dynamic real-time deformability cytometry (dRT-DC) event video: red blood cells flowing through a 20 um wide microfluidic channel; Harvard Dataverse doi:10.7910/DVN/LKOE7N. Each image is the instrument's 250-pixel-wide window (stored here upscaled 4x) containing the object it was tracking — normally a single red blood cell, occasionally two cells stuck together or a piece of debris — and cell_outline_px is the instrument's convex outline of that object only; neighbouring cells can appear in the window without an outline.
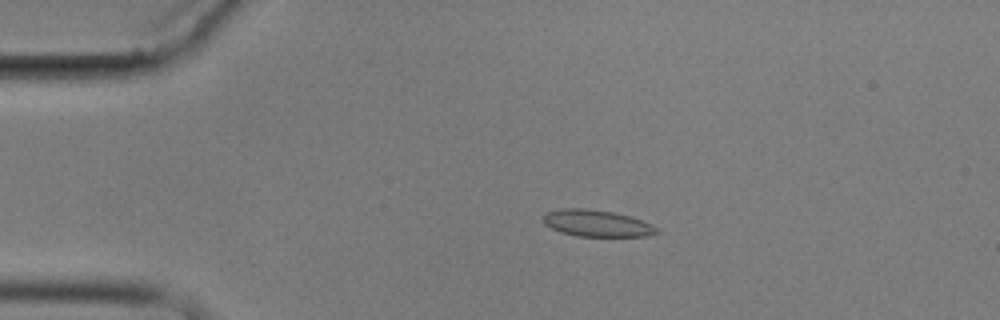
{"species": "common noctule bat (a hibernating species)", "species_latin": "Nyctalus noctula", "temperature_condition": "cold", "stored_images_in_passage": 6, "camera_frame_rate_fps": 3000, "um_per_image_px": 0.085, "animal": {"sex": "male", "body_mass_g": 17.9}, "frame": {"image": 1, "passage_image": 4, "time_ms": 3.333, "image_size_px": [1000, 320], "cell_outline_px": [[660, 232], [648, 236], [576, 236], [560, 232], [544, 224], [544, 216], [548, 212], [564, 208], [584, 208], [612, 212], [628, 216], [640, 220], [656, 228]], "centroid_in_image_um": [50.7, 18.99], "position_along_channel_um": 34.3, "area_um2": 17.28}}
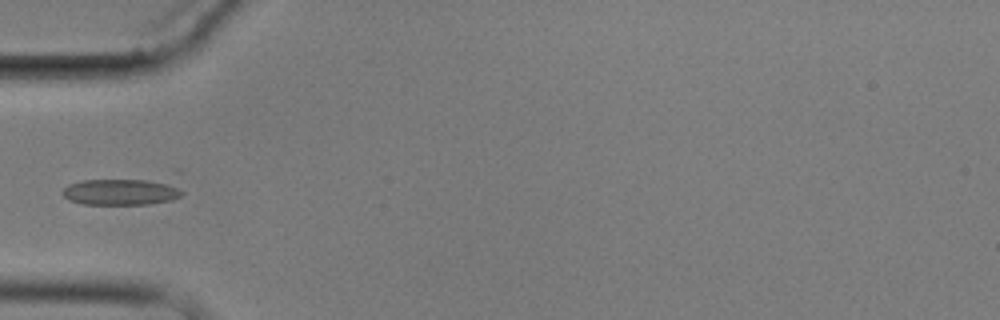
{"frame": {"image": 2, "passage_image": 6, "time_ms": 5.667, "image_size_px": [1000, 320], "cell_outline_px": [[184, 192], [180, 196], [172, 200], [148, 204], [84, 204], [68, 200], [64, 196], [64, 188], [68, 184], [80, 180], [144, 180], [164, 184], [176, 188]], "centroid_in_image_um": [10.18, 16.33], "position_along_channel_um": 74.8, "area_um2": 17.69}}